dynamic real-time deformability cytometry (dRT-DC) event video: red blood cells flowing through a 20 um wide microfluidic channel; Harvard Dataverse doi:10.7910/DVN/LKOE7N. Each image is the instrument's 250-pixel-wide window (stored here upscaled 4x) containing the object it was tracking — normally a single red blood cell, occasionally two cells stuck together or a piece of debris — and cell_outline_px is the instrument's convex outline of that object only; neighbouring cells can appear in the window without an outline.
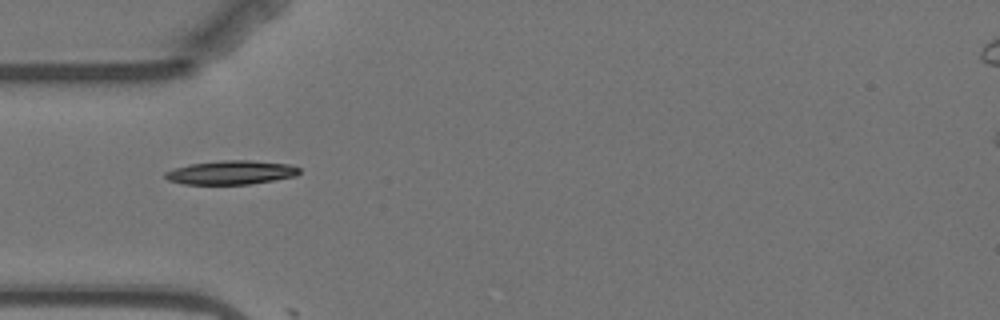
{"species": "Egyptian fruit bat (a non-hibernating species)", "species_latin": "Rousettus aegyptiacus", "temperature_condition": "warm", "stored_images_in_passage": 7, "camera_frame_rate_fps": 3000, "um_per_image_px": 0.085, "animal": {"sex": "female"}, "frame": {"image": 1, "passage_image": 4, "time_ms": 3.667, "image_size_px": [1000, 320], "cell_outline_px": [[300, 172], [296, 176], [248, 184], [184, 184], [168, 180], [164, 176], [164, 172], [172, 168], [188, 164], [224, 160], [252, 160], [288, 164], [300, 168]], "centroid_in_image_um": [19.6, 14.65], "position_along_channel_um": 65.4, "area_um2": 18.67}}
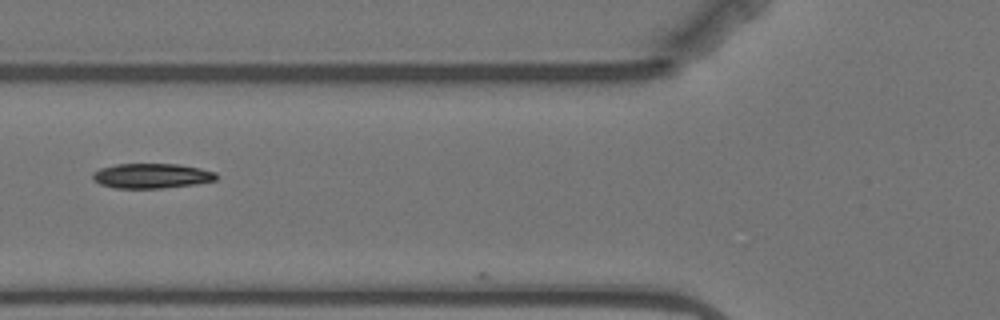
{"frame": {"image": 2, "passage_image": 5, "time_ms": 5.0, "image_size_px": [1000, 320], "cell_outline_px": [[216, 180], [196, 184], [160, 188], [116, 188], [100, 184], [92, 180], [92, 172], [100, 168], [116, 164], [180, 164], [200, 168], [216, 172]], "centroid_in_image_um": [12.86, 14.94], "position_along_channel_um": 112.9, "area_um2": 17.98}}
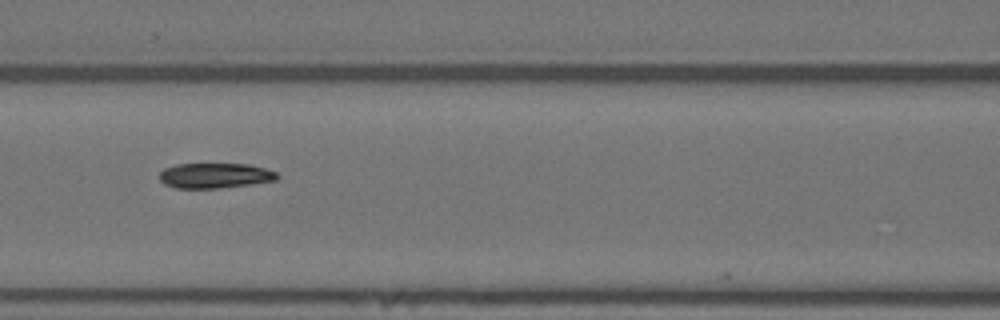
{"frame": {"image": 3, "passage_image": 6, "time_ms": 6.0, "image_size_px": [1000, 320], "cell_outline_px": [[280, 176], [276, 180], [220, 188], [176, 188], [164, 184], [160, 180], [160, 172], [164, 168], [176, 164], [248, 164], [264, 168], [276, 172]], "centroid_in_image_um": [18.25, 14.92], "position_along_channel_um": 148.4, "area_um2": 17.17}}